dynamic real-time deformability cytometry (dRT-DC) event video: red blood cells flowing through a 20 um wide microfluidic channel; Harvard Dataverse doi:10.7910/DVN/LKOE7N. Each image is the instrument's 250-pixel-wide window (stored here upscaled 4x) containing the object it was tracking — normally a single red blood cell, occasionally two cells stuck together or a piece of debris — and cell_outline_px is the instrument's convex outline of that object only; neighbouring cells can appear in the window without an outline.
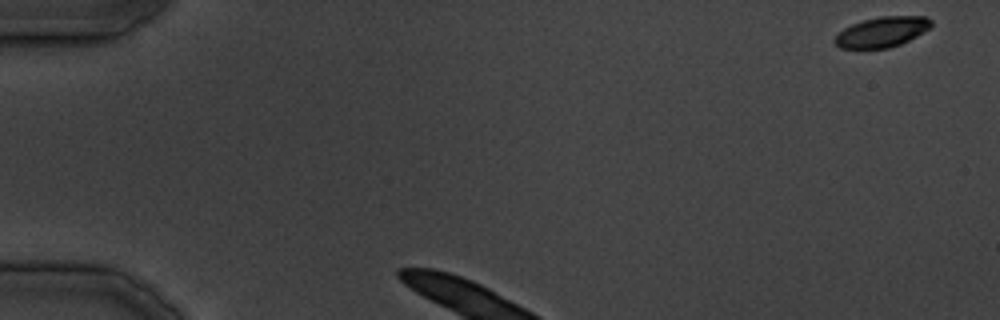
{"species": "common noctule bat (a hibernating species)", "species_latin": "Nyctalus noctula", "temperature_condition": "cold", "stored_images_in_passage": 6, "camera_frame_rate_fps": 3000, "um_per_image_px": 0.085, "animal": {"sex": "male", "body_mass_g": 19.5, "forearm_length_mm": 54.6}, "frame": {"image": 1, "passage_image": 1, "time_ms": 0.0, "image_size_px": [1000, 320], "cell_outline_px": [[932, 28], [900, 44], [888, 48], [840, 48], [832, 40], [844, 28], [852, 24], [864, 20], [880, 16], [924, 16], [932, 20]], "centroid_in_image_um": [74.99, 2.71], "position_along_channel_um": 10.0, "area_um2": 16.94}}